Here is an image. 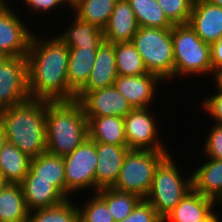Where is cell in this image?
<instances>
[{"label":"cell","mask_w":222,"mask_h":222,"mask_svg":"<svg viewBox=\"0 0 222 222\" xmlns=\"http://www.w3.org/2000/svg\"><path fill=\"white\" fill-rule=\"evenodd\" d=\"M44 37L40 38L35 33L27 54L30 98L45 101L75 100L76 93L67 81L69 47L56 35Z\"/></svg>","instance_id":"obj_1"},{"label":"cell","mask_w":222,"mask_h":222,"mask_svg":"<svg viewBox=\"0 0 222 222\" xmlns=\"http://www.w3.org/2000/svg\"><path fill=\"white\" fill-rule=\"evenodd\" d=\"M8 143L30 158L46 152V101H28L0 111Z\"/></svg>","instance_id":"obj_2"},{"label":"cell","mask_w":222,"mask_h":222,"mask_svg":"<svg viewBox=\"0 0 222 222\" xmlns=\"http://www.w3.org/2000/svg\"><path fill=\"white\" fill-rule=\"evenodd\" d=\"M88 138V121L77 100L46 101V151L64 157Z\"/></svg>","instance_id":"obj_3"},{"label":"cell","mask_w":222,"mask_h":222,"mask_svg":"<svg viewBox=\"0 0 222 222\" xmlns=\"http://www.w3.org/2000/svg\"><path fill=\"white\" fill-rule=\"evenodd\" d=\"M174 55V80L188 76L211 75V45L203 42L190 24L171 28Z\"/></svg>","instance_id":"obj_4"},{"label":"cell","mask_w":222,"mask_h":222,"mask_svg":"<svg viewBox=\"0 0 222 222\" xmlns=\"http://www.w3.org/2000/svg\"><path fill=\"white\" fill-rule=\"evenodd\" d=\"M172 155L169 153L156 167L151 189L145 198L162 219L193 189L192 175L185 179Z\"/></svg>","instance_id":"obj_5"},{"label":"cell","mask_w":222,"mask_h":222,"mask_svg":"<svg viewBox=\"0 0 222 222\" xmlns=\"http://www.w3.org/2000/svg\"><path fill=\"white\" fill-rule=\"evenodd\" d=\"M131 42L148 73L156 74L165 84L174 79L171 28L139 27Z\"/></svg>","instance_id":"obj_6"},{"label":"cell","mask_w":222,"mask_h":222,"mask_svg":"<svg viewBox=\"0 0 222 222\" xmlns=\"http://www.w3.org/2000/svg\"><path fill=\"white\" fill-rule=\"evenodd\" d=\"M169 153L171 151L129 150L112 188L145 199L151 189L156 167Z\"/></svg>","instance_id":"obj_7"},{"label":"cell","mask_w":222,"mask_h":222,"mask_svg":"<svg viewBox=\"0 0 222 222\" xmlns=\"http://www.w3.org/2000/svg\"><path fill=\"white\" fill-rule=\"evenodd\" d=\"M97 160L96 142L89 138L71 154L63 157L67 199H73L71 196L81 190L95 193Z\"/></svg>","instance_id":"obj_8"},{"label":"cell","mask_w":222,"mask_h":222,"mask_svg":"<svg viewBox=\"0 0 222 222\" xmlns=\"http://www.w3.org/2000/svg\"><path fill=\"white\" fill-rule=\"evenodd\" d=\"M151 109L135 108L124 117L127 147L130 150L170 151L160 137L158 119Z\"/></svg>","instance_id":"obj_9"},{"label":"cell","mask_w":222,"mask_h":222,"mask_svg":"<svg viewBox=\"0 0 222 222\" xmlns=\"http://www.w3.org/2000/svg\"><path fill=\"white\" fill-rule=\"evenodd\" d=\"M8 4L6 0H0V52L8 57H27L37 31L29 30L28 23Z\"/></svg>","instance_id":"obj_10"},{"label":"cell","mask_w":222,"mask_h":222,"mask_svg":"<svg viewBox=\"0 0 222 222\" xmlns=\"http://www.w3.org/2000/svg\"><path fill=\"white\" fill-rule=\"evenodd\" d=\"M29 99L27 57H8L0 65V111Z\"/></svg>","instance_id":"obj_11"},{"label":"cell","mask_w":222,"mask_h":222,"mask_svg":"<svg viewBox=\"0 0 222 222\" xmlns=\"http://www.w3.org/2000/svg\"><path fill=\"white\" fill-rule=\"evenodd\" d=\"M77 100L86 117L118 116L126 117L133 107L115 86L97 89L88 93H76Z\"/></svg>","instance_id":"obj_12"},{"label":"cell","mask_w":222,"mask_h":222,"mask_svg":"<svg viewBox=\"0 0 222 222\" xmlns=\"http://www.w3.org/2000/svg\"><path fill=\"white\" fill-rule=\"evenodd\" d=\"M163 83L164 81L156 74L145 73L139 76L118 75L114 86L135 109L151 107L154 98L157 97L156 88Z\"/></svg>","instance_id":"obj_13"},{"label":"cell","mask_w":222,"mask_h":222,"mask_svg":"<svg viewBox=\"0 0 222 222\" xmlns=\"http://www.w3.org/2000/svg\"><path fill=\"white\" fill-rule=\"evenodd\" d=\"M129 150L127 146L96 142L98 160L95 172V193L99 189L112 187L116 183Z\"/></svg>","instance_id":"obj_14"},{"label":"cell","mask_w":222,"mask_h":222,"mask_svg":"<svg viewBox=\"0 0 222 222\" xmlns=\"http://www.w3.org/2000/svg\"><path fill=\"white\" fill-rule=\"evenodd\" d=\"M189 24L203 42L211 45L222 35V7L194 0Z\"/></svg>","instance_id":"obj_15"},{"label":"cell","mask_w":222,"mask_h":222,"mask_svg":"<svg viewBox=\"0 0 222 222\" xmlns=\"http://www.w3.org/2000/svg\"><path fill=\"white\" fill-rule=\"evenodd\" d=\"M117 76L115 44L103 41L97 49L88 81L77 93H88L113 86Z\"/></svg>","instance_id":"obj_16"},{"label":"cell","mask_w":222,"mask_h":222,"mask_svg":"<svg viewBox=\"0 0 222 222\" xmlns=\"http://www.w3.org/2000/svg\"><path fill=\"white\" fill-rule=\"evenodd\" d=\"M139 28L128 0H118L103 29L104 41L117 44L131 42Z\"/></svg>","instance_id":"obj_17"},{"label":"cell","mask_w":222,"mask_h":222,"mask_svg":"<svg viewBox=\"0 0 222 222\" xmlns=\"http://www.w3.org/2000/svg\"><path fill=\"white\" fill-rule=\"evenodd\" d=\"M20 185L29 212L53 207L67 200L51 182L35 180V175L30 170Z\"/></svg>","instance_id":"obj_18"},{"label":"cell","mask_w":222,"mask_h":222,"mask_svg":"<svg viewBox=\"0 0 222 222\" xmlns=\"http://www.w3.org/2000/svg\"><path fill=\"white\" fill-rule=\"evenodd\" d=\"M203 161L191 173L193 189L222 206V160L207 158Z\"/></svg>","instance_id":"obj_19"},{"label":"cell","mask_w":222,"mask_h":222,"mask_svg":"<svg viewBox=\"0 0 222 222\" xmlns=\"http://www.w3.org/2000/svg\"><path fill=\"white\" fill-rule=\"evenodd\" d=\"M215 206H218L215 201L192 189L167 214L163 222H198L215 209Z\"/></svg>","instance_id":"obj_20"},{"label":"cell","mask_w":222,"mask_h":222,"mask_svg":"<svg viewBox=\"0 0 222 222\" xmlns=\"http://www.w3.org/2000/svg\"><path fill=\"white\" fill-rule=\"evenodd\" d=\"M88 138L94 142L127 146L124 118L118 116L86 117Z\"/></svg>","instance_id":"obj_21"},{"label":"cell","mask_w":222,"mask_h":222,"mask_svg":"<svg viewBox=\"0 0 222 222\" xmlns=\"http://www.w3.org/2000/svg\"><path fill=\"white\" fill-rule=\"evenodd\" d=\"M72 22L56 36L69 48L98 49L104 41L103 30L94 24L73 17Z\"/></svg>","instance_id":"obj_22"},{"label":"cell","mask_w":222,"mask_h":222,"mask_svg":"<svg viewBox=\"0 0 222 222\" xmlns=\"http://www.w3.org/2000/svg\"><path fill=\"white\" fill-rule=\"evenodd\" d=\"M35 180L51 182L66 197V179L63 157L44 152L31 158L30 169Z\"/></svg>","instance_id":"obj_23"},{"label":"cell","mask_w":222,"mask_h":222,"mask_svg":"<svg viewBox=\"0 0 222 222\" xmlns=\"http://www.w3.org/2000/svg\"><path fill=\"white\" fill-rule=\"evenodd\" d=\"M97 49L69 48L68 86L77 93L88 81L93 68Z\"/></svg>","instance_id":"obj_24"},{"label":"cell","mask_w":222,"mask_h":222,"mask_svg":"<svg viewBox=\"0 0 222 222\" xmlns=\"http://www.w3.org/2000/svg\"><path fill=\"white\" fill-rule=\"evenodd\" d=\"M28 216L21 185L8 183L0 193V222H27Z\"/></svg>","instance_id":"obj_25"},{"label":"cell","mask_w":222,"mask_h":222,"mask_svg":"<svg viewBox=\"0 0 222 222\" xmlns=\"http://www.w3.org/2000/svg\"><path fill=\"white\" fill-rule=\"evenodd\" d=\"M30 162L28 155L7 142L0 152V173L8 183L20 184L29 172Z\"/></svg>","instance_id":"obj_26"},{"label":"cell","mask_w":222,"mask_h":222,"mask_svg":"<svg viewBox=\"0 0 222 222\" xmlns=\"http://www.w3.org/2000/svg\"><path fill=\"white\" fill-rule=\"evenodd\" d=\"M118 0H72L71 11L80 20L104 29Z\"/></svg>","instance_id":"obj_27"},{"label":"cell","mask_w":222,"mask_h":222,"mask_svg":"<svg viewBox=\"0 0 222 222\" xmlns=\"http://www.w3.org/2000/svg\"><path fill=\"white\" fill-rule=\"evenodd\" d=\"M96 194L107 204L115 222L125 219L142 200L136 194L118 191L112 187L99 189Z\"/></svg>","instance_id":"obj_28"},{"label":"cell","mask_w":222,"mask_h":222,"mask_svg":"<svg viewBox=\"0 0 222 222\" xmlns=\"http://www.w3.org/2000/svg\"><path fill=\"white\" fill-rule=\"evenodd\" d=\"M139 27L172 28L157 0H128Z\"/></svg>","instance_id":"obj_29"},{"label":"cell","mask_w":222,"mask_h":222,"mask_svg":"<svg viewBox=\"0 0 222 222\" xmlns=\"http://www.w3.org/2000/svg\"><path fill=\"white\" fill-rule=\"evenodd\" d=\"M115 58L118 75L139 76L148 73L132 42L115 44Z\"/></svg>","instance_id":"obj_30"},{"label":"cell","mask_w":222,"mask_h":222,"mask_svg":"<svg viewBox=\"0 0 222 222\" xmlns=\"http://www.w3.org/2000/svg\"><path fill=\"white\" fill-rule=\"evenodd\" d=\"M77 203L67 199L59 205L31 211L27 222H79Z\"/></svg>","instance_id":"obj_31"},{"label":"cell","mask_w":222,"mask_h":222,"mask_svg":"<svg viewBox=\"0 0 222 222\" xmlns=\"http://www.w3.org/2000/svg\"><path fill=\"white\" fill-rule=\"evenodd\" d=\"M91 195L85 205L78 203L79 222H115L107 204L96 193Z\"/></svg>","instance_id":"obj_32"},{"label":"cell","mask_w":222,"mask_h":222,"mask_svg":"<svg viewBox=\"0 0 222 222\" xmlns=\"http://www.w3.org/2000/svg\"><path fill=\"white\" fill-rule=\"evenodd\" d=\"M194 0H157L173 25L188 24Z\"/></svg>","instance_id":"obj_33"},{"label":"cell","mask_w":222,"mask_h":222,"mask_svg":"<svg viewBox=\"0 0 222 222\" xmlns=\"http://www.w3.org/2000/svg\"><path fill=\"white\" fill-rule=\"evenodd\" d=\"M211 127L208 136L205 138V145L202 148L203 154L204 157L206 156L210 159L222 160V126L213 124Z\"/></svg>","instance_id":"obj_34"},{"label":"cell","mask_w":222,"mask_h":222,"mask_svg":"<svg viewBox=\"0 0 222 222\" xmlns=\"http://www.w3.org/2000/svg\"><path fill=\"white\" fill-rule=\"evenodd\" d=\"M119 222H163V219L149 202L142 199L133 211Z\"/></svg>","instance_id":"obj_35"},{"label":"cell","mask_w":222,"mask_h":222,"mask_svg":"<svg viewBox=\"0 0 222 222\" xmlns=\"http://www.w3.org/2000/svg\"><path fill=\"white\" fill-rule=\"evenodd\" d=\"M24 5L27 6V9L29 11H32L31 13H37L36 15L41 16L42 13H45L46 16L51 14L47 13H53L54 11H57V9H60L62 6L67 8L66 6L71 8L72 0H22ZM54 10V11H53ZM52 11V12H51ZM41 12V13H40ZM41 14V15H40Z\"/></svg>","instance_id":"obj_36"},{"label":"cell","mask_w":222,"mask_h":222,"mask_svg":"<svg viewBox=\"0 0 222 222\" xmlns=\"http://www.w3.org/2000/svg\"><path fill=\"white\" fill-rule=\"evenodd\" d=\"M214 92L209 96L207 95L206 98L202 100L201 106L203 107L201 110L205 111L207 114L206 116H210L211 119L213 118V122L216 125L222 126V93H220L216 88Z\"/></svg>","instance_id":"obj_37"},{"label":"cell","mask_w":222,"mask_h":222,"mask_svg":"<svg viewBox=\"0 0 222 222\" xmlns=\"http://www.w3.org/2000/svg\"><path fill=\"white\" fill-rule=\"evenodd\" d=\"M211 66L212 75L222 70V35L211 44Z\"/></svg>","instance_id":"obj_38"},{"label":"cell","mask_w":222,"mask_h":222,"mask_svg":"<svg viewBox=\"0 0 222 222\" xmlns=\"http://www.w3.org/2000/svg\"><path fill=\"white\" fill-rule=\"evenodd\" d=\"M214 209L203 219L198 220V222H222V218H220V213H217Z\"/></svg>","instance_id":"obj_39"},{"label":"cell","mask_w":222,"mask_h":222,"mask_svg":"<svg viewBox=\"0 0 222 222\" xmlns=\"http://www.w3.org/2000/svg\"><path fill=\"white\" fill-rule=\"evenodd\" d=\"M214 77V78H213ZM212 79V81L214 82L213 86L214 88L216 87V89L222 93V70L216 72L215 74H213L212 78H210V80ZM214 79V80H213Z\"/></svg>","instance_id":"obj_40"},{"label":"cell","mask_w":222,"mask_h":222,"mask_svg":"<svg viewBox=\"0 0 222 222\" xmlns=\"http://www.w3.org/2000/svg\"><path fill=\"white\" fill-rule=\"evenodd\" d=\"M7 142L8 141L5 133V128L2 121L0 120V152Z\"/></svg>","instance_id":"obj_41"},{"label":"cell","mask_w":222,"mask_h":222,"mask_svg":"<svg viewBox=\"0 0 222 222\" xmlns=\"http://www.w3.org/2000/svg\"><path fill=\"white\" fill-rule=\"evenodd\" d=\"M7 184L8 182L4 179L3 175L0 173V193Z\"/></svg>","instance_id":"obj_42"},{"label":"cell","mask_w":222,"mask_h":222,"mask_svg":"<svg viewBox=\"0 0 222 222\" xmlns=\"http://www.w3.org/2000/svg\"><path fill=\"white\" fill-rule=\"evenodd\" d=\"M211 4L217 5L219 7H222V0H207Z\"/></svg>","instance_id":"obj_43"},{"label":"cell","mask_w":222,"mask_h":222,"mask_svg":"<svg viewBox=\"0 0 222 222\" xmlns=\"http://www.w3.org/2000/svg\"><path fill=\"white\" fill-rule=\"evenodd\" d=\"M8 58L3 52H0V65Z\"/></svg>","instance_id":"obj_44"}]
</instances>
